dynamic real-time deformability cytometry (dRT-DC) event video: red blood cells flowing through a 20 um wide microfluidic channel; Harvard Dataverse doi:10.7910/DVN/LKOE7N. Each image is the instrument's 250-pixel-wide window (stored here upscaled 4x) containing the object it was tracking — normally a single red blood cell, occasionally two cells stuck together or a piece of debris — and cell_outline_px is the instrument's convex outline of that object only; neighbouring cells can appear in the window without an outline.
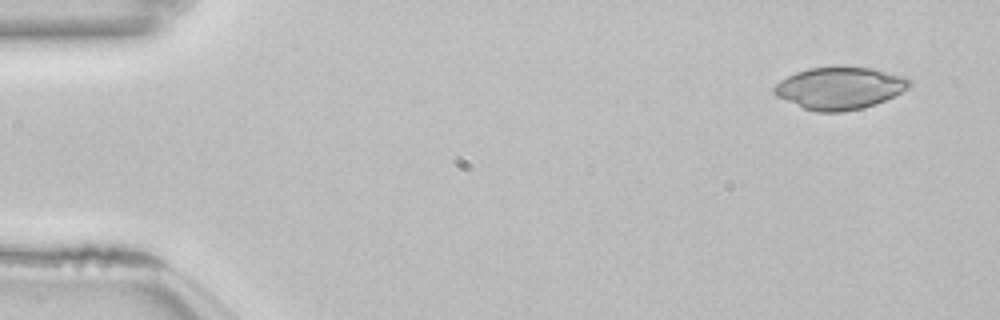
{"species": "common noctule bat (a hibernating species)", "species_latin": "Nyctalus noctula", "temperature_condition": "room temperature", "stored_images_in_passage": 51, "camera_frame_rate_fps": 3000, "um_per_image_px": 0.085, "animal": {"sex": "female", "body_mass_g": 22.7, "forearm_length_mm": 54.2}, "frame": {"image": 1, "passage_image": 1, "time_ms": 0.0, "image_size_px": [1000, 320], "cell_outline_px": [[912, 84], [908, 88], [876, 104], [864, 108], [844, 112], [816, 112], [804, 108], [776, 96], [772, 92], [772, 88], [780, 80], [796, 72], [808, 68], [836, 64], [872, 68], [908, 76], [912, 80]], "centroid_in_image_um": [71.39, 7.45], "position_along_channel_um": 13.6, "area_um2": 34.1}}
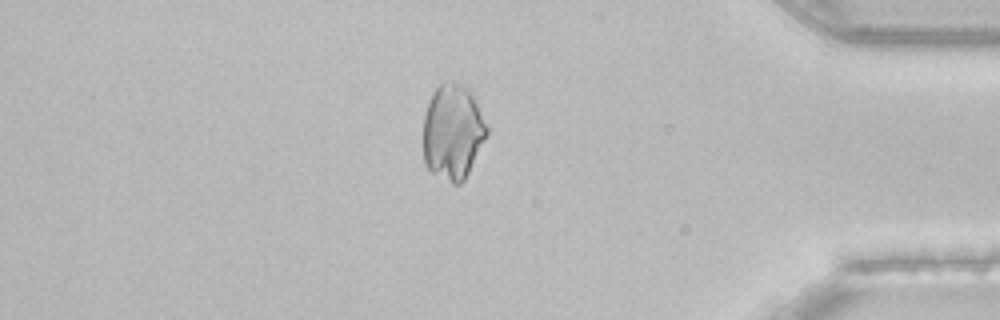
{"frame": {"image": 2, "passage_image": 43, "time_ms": 14.0, "image_size_px": [1000, 320], "cell_outline_px": [[488, 136], [464, 180], [460, 184], [452, 184], [432, 172], [428, 168], [424, 160], [424, 116], [432, 92], [444, 80], [456, 80], [468, 88], [472, 92], [488, 128]], "centroid_in_image_um": [38.5, 11.18], "position_along_channel_um": 396.7, "area_um2": 35.66}}